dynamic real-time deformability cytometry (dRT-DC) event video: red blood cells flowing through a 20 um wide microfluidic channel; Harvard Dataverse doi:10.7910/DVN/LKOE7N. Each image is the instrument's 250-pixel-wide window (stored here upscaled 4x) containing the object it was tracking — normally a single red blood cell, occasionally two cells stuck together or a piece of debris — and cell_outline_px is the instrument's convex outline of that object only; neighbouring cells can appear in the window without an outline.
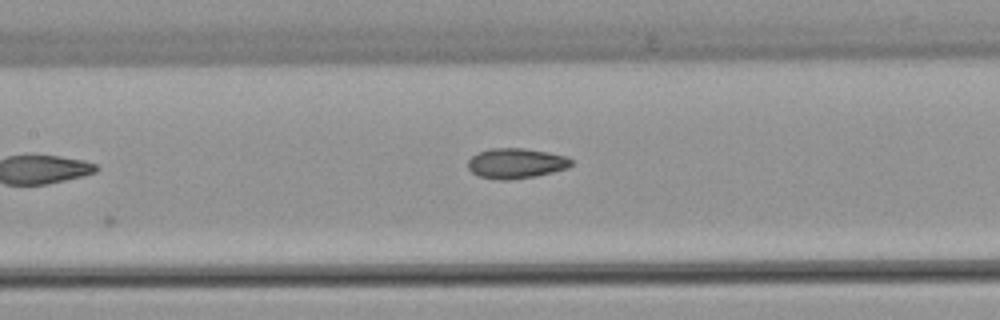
{"species": "common noctule bat (a hibernating species)", "species_latin": "Nyctalus noctula", "temperature_condition": "warm", "stored_images_in_passage": 7, "camera_frame_rate_fps": 3000, "um_per_image_px": 0.085, "animal": {"sex": "female", "body_mass_g": 22.7, "forearm_length_mm": 54.2}, "frame": {"image": 1, "passage_image": 7, "time_ms": 7.333, "image_size_px": [1000, 320], "cell_outline_px": [[572, 164], [568, 168], [552, 172], [532, 176], [508, 180], [500, 180], [480, 176], [472, 172], [468, 168], [468, 160], [476, 152], [488, 148], [524, 148], [548, 152], [564, 156], [572, 160]], "centroid_in_image_um": [43.82, 13.86], "position_along_channel_um": 163.6, "area_um2": 18.09}}